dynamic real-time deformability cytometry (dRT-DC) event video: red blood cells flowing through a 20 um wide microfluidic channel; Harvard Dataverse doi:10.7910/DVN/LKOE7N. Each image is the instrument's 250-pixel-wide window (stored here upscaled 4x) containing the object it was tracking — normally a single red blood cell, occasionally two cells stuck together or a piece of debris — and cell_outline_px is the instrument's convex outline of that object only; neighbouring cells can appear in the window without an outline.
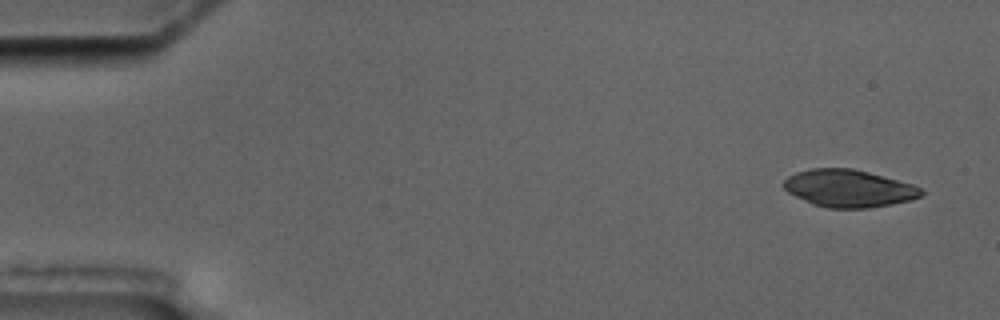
{"species": "common noctule bat (a hibernating species)", "species_latin": "Nyctalus noctula", "temperature_condition": "cold", "stored_images_in_passage": 3, "camera_frame_rate_fps": 3000, "um_per_image_px": 0.085, "animal": {"sex": "male", "body_mass_g": 17.5, "forearm_length_mm": 52.3}, "frame": {"image": 1, "passage_image": 1, "time_ms": 0.0, "image_size_px": [1000, 320], "cell_outline_px": [[924, 192], [920, 196], [908, 200], [892, 204], [868, 208], [828, 208], [812, 204], [788, 192], [784, 188], [784, 180], [788, 176], [796, 172], [812, 168], [852, 168], [868, 172], [912, 184], [920, 188]], "centroid_in_image_um": [72.12, 16.01], "position_along_channel_um": 12.9, "area_um2": 29.71}}
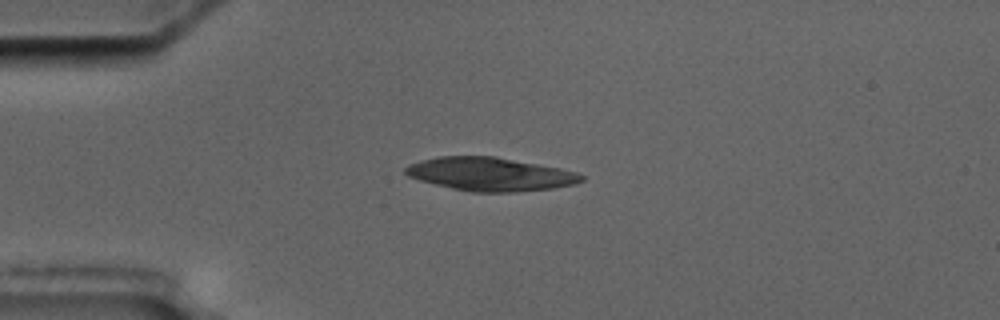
{"frame": {"image": 2, "passage_image": 3, "time_ms": 3.667, "image_size_px": [1000, 320], "cell_outline_px": [[584, 180], [576, 184], [552, 188], [516, 192], [472, 192], [452, 188], [420, 180], [408, 176], [404, 172], [404, 168], [408, 164], [420, 160], [440, 156], [496, 156], [560, 168], [576, 172], [584, 176]], "centroid_in_image_um": [41.67, 14.8], "position_along_channel_um": 43.3, "area_um2": 34.28}}